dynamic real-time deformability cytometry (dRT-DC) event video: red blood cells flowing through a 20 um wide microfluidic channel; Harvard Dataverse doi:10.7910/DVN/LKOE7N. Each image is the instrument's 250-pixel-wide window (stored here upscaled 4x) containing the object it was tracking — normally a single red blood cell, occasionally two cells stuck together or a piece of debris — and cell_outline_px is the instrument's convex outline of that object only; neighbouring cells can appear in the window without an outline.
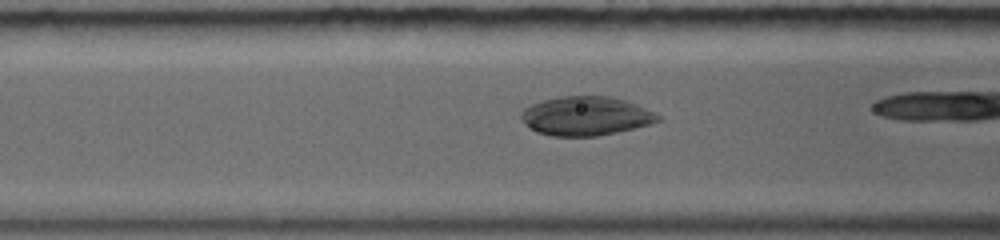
{"species": "common noctule bat (a hibernating species)", "species_latin": "Nyctalus noctula", "temperature_condition": "warm", "stored_images_in_passage": 16, "camera_frame_rate_fps": 5000, "um_per_image_px": 0.085, "animal": {"sex": "female", "body_mass_g": 19.0, "forearm_length_mm": 56.7}, "frame": {"image": 1, "passage_image": 5, "time_ms": 1.2, "image_size_px": [1000, 240], "cell_outline_px": [[660, 120], [648, 124], [600, 136], [552, 136], [536, 132], [520, 116], [520, 112], [524, 108], [532, 104], [544, 100], [560, 96], [608, 96], [624, 100], [636, 104], [660, 116]], "centroid_in_image_um": [49.77, 9.86], "position_along_channel_um": 116.8, "area_um2": 30.63}}